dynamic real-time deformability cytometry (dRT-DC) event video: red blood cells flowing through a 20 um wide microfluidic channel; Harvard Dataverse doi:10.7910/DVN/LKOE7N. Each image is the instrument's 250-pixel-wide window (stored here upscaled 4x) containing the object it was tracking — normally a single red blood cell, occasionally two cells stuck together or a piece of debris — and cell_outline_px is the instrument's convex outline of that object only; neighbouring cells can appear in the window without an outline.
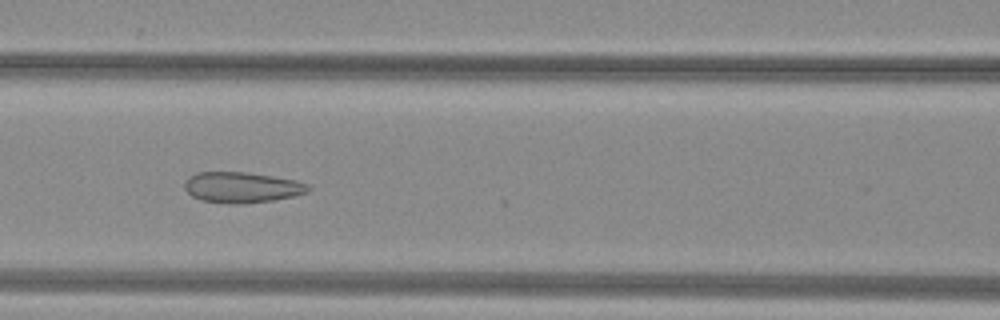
{"species": "common noctule bat (a hibernating species)", "species_latin": "Nyctalus noctula", "temperature_condition": "warm", "stored_images_in_passage": 18, "camera_frame_rate_fps": 3000, "um_per_image_px": 0.085, "animal": {"sex": "female", "body_mass_g": 29.2, "forearm_length_mm": 56.3}, "frame": {"image": 1, "passage_image": 10, "time_ms": 3.0, "image_size_px": [1000, 320], "cell_outline_px": [[312, 188], [308, 192], [296, 196], [272, 200], [244, 204], [232, 204], [200, 200], [192, 196], [184, 188], [184, 180], [188, 176], [196, 172], [248, 172], [296, 180], [308, 184]], "centroid_in_image_um": [20.55, 15.92], "position_along_channel_um": 146.0, "area_um2": 22.43}}
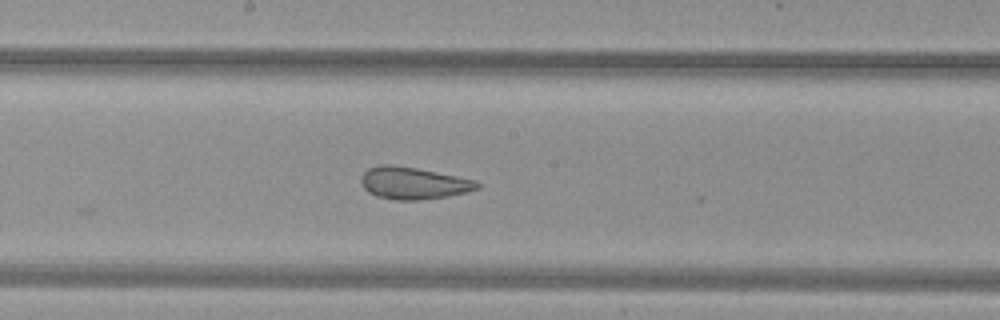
{"frame": {"image": 2, "passage_image": 15, "time_ms": 4.667, "image_size_px": [1000, 320], "cell_outline_px": [[480, 188], [468, 192], [448, 196], [420, 200], [392, 200], [376, 196], [368, 192], [364, 188], [360, 180], [364, 172], [368, 168], [380, 164], [392, 164], [416, 168], [476, 180], [480, 184]], "centroid_in_image_um": [35.13, 15.57], "position_along_channel_um": 213.1, "area_um2": 21.85}}
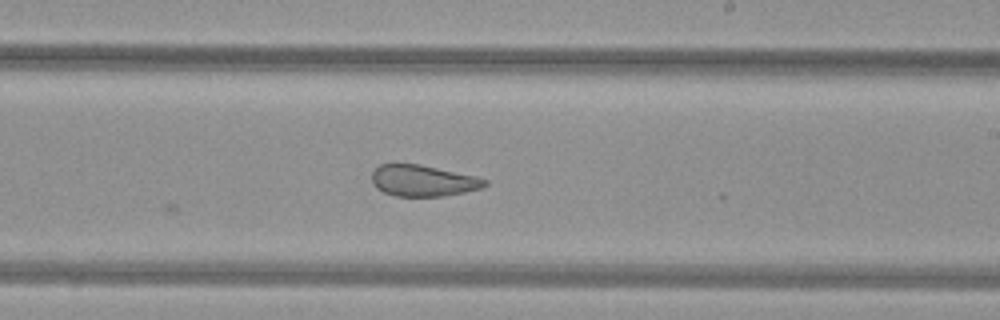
{"frame": {"image": 3, "passage_image": 18, "time_ms": 5.667, "image_size_px": [1000, 320], "cell_outline_px": [[488, 184], [480, 188], [464, 192], [444, 196], [396, 196], [384, 192], [376, 188], [372, 184], [372, 172], [380, 164], [420, 164], [476, 176], [488, 180]], "centroid_in_image_um": [35.95, 15.36], "position_along_channel_um": 253.0, "area_um2": 20.58}}